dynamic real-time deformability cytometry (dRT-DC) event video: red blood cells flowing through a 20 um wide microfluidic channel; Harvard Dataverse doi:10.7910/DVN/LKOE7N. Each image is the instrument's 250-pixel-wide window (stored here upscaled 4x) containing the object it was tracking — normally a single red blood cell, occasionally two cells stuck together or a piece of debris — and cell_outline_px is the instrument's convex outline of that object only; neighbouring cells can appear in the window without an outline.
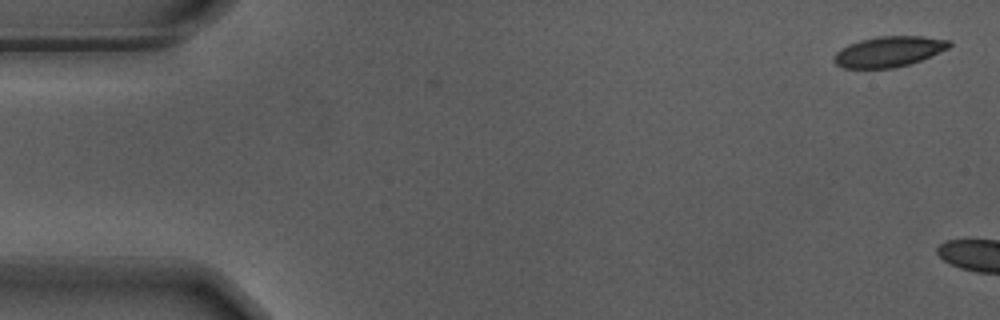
{"species": "Egyptian fruit bat (a non-hibernating species)", "species_latin": "Rousettus aegyptiacus", "temperature_condition": "warm", "stored_images_in_passage": 5, "camera_frame_rate_fps": 3000, "um_per_image_px": 0.085, "animal": {"sex": "male"}, "frame": {"image": 1, "passage_image": 1, "time_ms": 0.0, "image_size_px": [1000, 320], "cell_outline_px": [[952, 44], [948, 48], [920, 60], [908, 64], [892, 68], [844, 68], [836, 64], [832, 60], [832, 56], [836, 52], [848, 44], [860, 40], [876, 36], [924, 36], [952, 40]], "centroid_in_image_um": [75.53, 4.37], "position_along_channel_um": 9.5, "area_um2": 20.52}}